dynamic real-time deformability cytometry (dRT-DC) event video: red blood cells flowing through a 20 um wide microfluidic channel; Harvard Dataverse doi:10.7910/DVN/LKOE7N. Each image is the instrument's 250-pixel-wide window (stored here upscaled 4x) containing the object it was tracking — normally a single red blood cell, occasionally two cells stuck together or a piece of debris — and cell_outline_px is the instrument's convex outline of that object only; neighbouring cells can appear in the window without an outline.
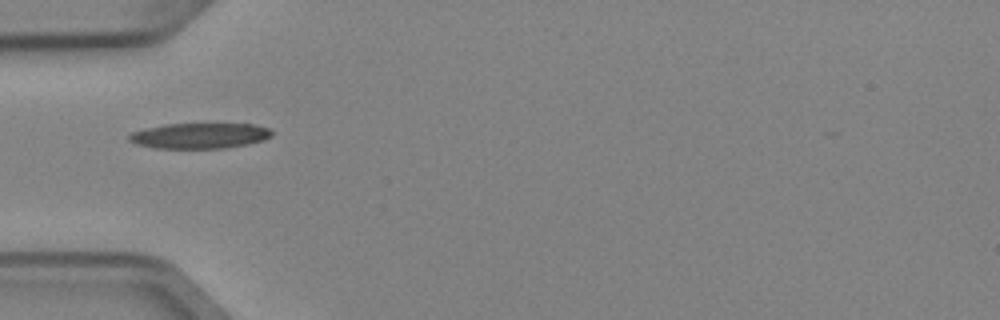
{"species": "Egyptian fruit bat (a non-hibernating species)", "species_latin": "Rousettus aegyptiacus", "temperature_condition": "cold", "stored_images_in_passage": 3, "camera_frame_rate_fps": 3000, "um_per_image_px": 0.085, "animal": {"sex": "female"}, "frame": {"image": 1, "passage_image": 1, "time_ms": 0.0, "image_size_px": [1000, 320], "cell_outline_px": [[272, 136], [264, 140], [248, 144], [224, 148], [156, 148], [136, 144], [128, 140], [128, 136], [132, 132], [144, 128], [164, 124], [252, 124], [268, 128], [272, 132]], "centroid_in_image_um": [16.95, 11.53], "position_along_channel_um": 68.0, "area_um2": 21.21}}
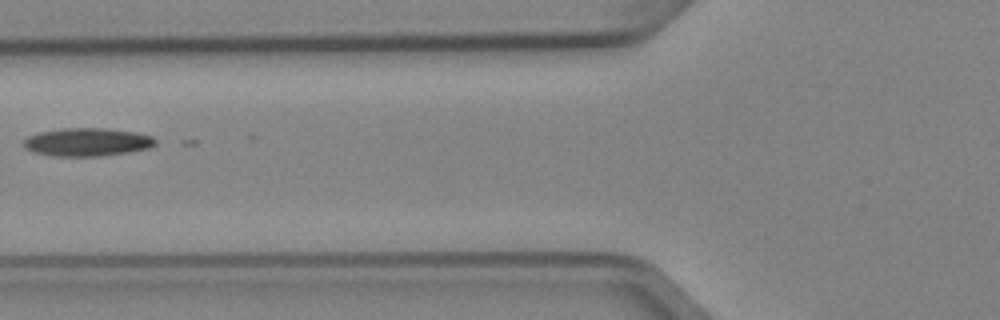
{"frame": {"image": 2, "passage_image": 2, "time_ms": 0.333, "image_size_px": [1000, 320], "cell_outline_px": [[156, 144], [148, 148], [128, 152], [100, 156], [52, 156], [32, 152], [24, 148], [24, 140], [28, 136], [40, 132], [60, 128], [108, 128], [136, 132], [152, 136], [156, 140]], "centroid_in_image_um": [7.4, 12.07], "position_along_channel_um": 118.4, "area_um2": 21.73}}
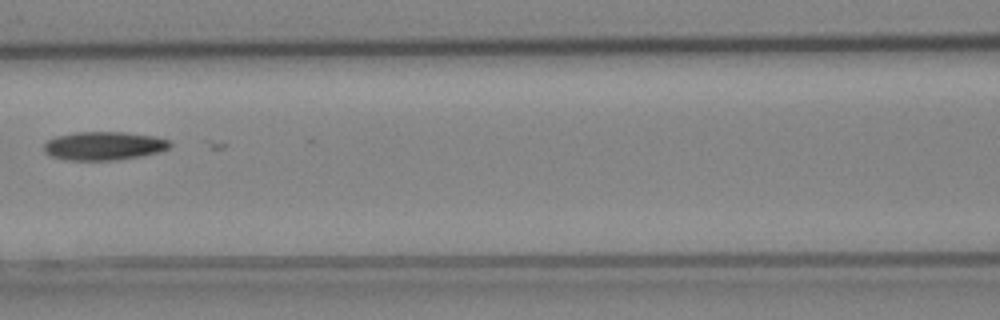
{"frame": {"image": 3, "passage_image": 3, "time_ms": 0.667, "image_size_px": [1000, 320], "cell_outline_px": [[172, 144], [168, 148], [160, 152], [140, 156], [116, 160], [64, 160], [52, 156], [44, 152], [44, 144], [48, 140], [56, 136], [76, 132], [124, 132], [156, 136], [168, 140]], "centroid_in_image_um": [8.83, 12.4], "position_along_channel_um": 157.8, "area_um2": 20.98}}